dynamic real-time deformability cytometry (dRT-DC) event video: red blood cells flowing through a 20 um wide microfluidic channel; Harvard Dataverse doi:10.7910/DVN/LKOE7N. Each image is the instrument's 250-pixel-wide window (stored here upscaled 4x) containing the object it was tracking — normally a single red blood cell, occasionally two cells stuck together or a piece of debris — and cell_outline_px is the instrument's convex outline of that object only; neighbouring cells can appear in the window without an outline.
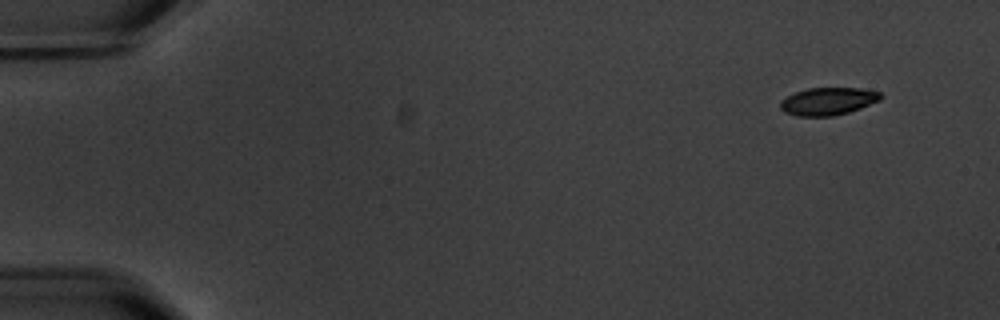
{"species": "common noctule bat (a hibernating species)", "species_latin": "Nyctalus noctula", "temperature_condition": "warm", "stored_images_in_passage": 6, "camera_frame_rate_fps": 3000, "um_per_image_px": 0.085, "animal": {"sex": "male", "body_mass_g": 20.1, "forearm_length_mm": 53.5}, "frame": {"image": 1, "passage_image": 2, "time_ms": 1.333, "image_size_px": [1000, 320], "cell_outline_px": [[884, 96], [880, 100], [860, 108], [848, 112], [832, 116], [796, 116], [784, 112], [780, 108], [780, 100], [796, 92], [808, 88], [860, 88], [880, 92]], "centroid_in_image_um": [70.38, 8.61], "position_along_channel_um": 14.6, "area_um2": 16.13}}
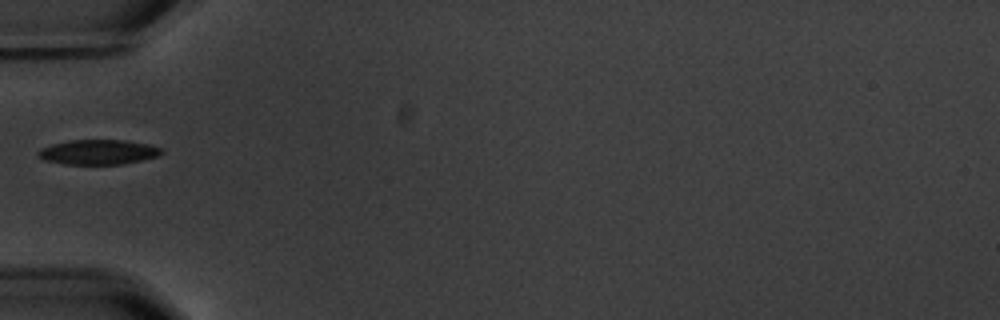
{"frame": {"image": 2, "passage_image": 6, "time_ms": 6.667, "image_size_px": [1000, 320], "cell_outline_px": [[164, 152], [156, 156], [140, 160], [120, 164], [64, 164], [48, 160], [36, 156], [36, 152], [40, 148], [52, 144], [72, 140], [124, 140], [148, 144], [164, 148]], "centroid_in_image_um": [8.35, 12.92], "position_along_channel_um": 76.7, "area_um2": 17.74}}